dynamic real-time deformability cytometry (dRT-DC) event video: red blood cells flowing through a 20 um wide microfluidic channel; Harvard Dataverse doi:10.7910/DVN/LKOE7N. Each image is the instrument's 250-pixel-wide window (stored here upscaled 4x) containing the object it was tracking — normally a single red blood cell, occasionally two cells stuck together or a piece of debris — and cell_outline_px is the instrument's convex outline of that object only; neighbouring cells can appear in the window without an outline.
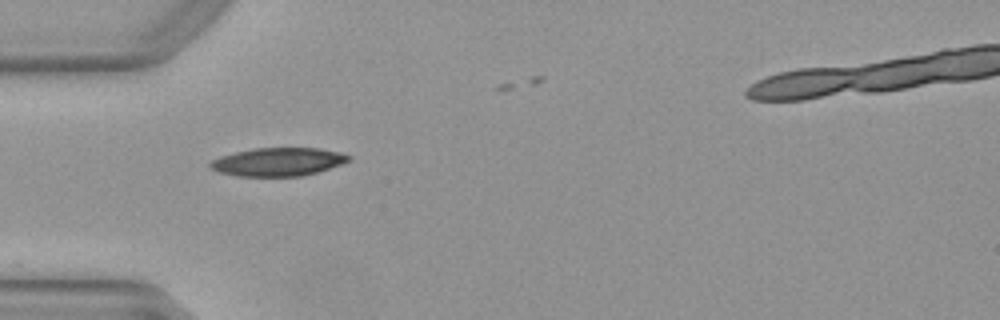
{"species": "Egyptian fruit bat (a non-hibernating species)", "species_latin": "Rousettus aegyptiacus", "temperature_condition": "warm", "stored_images_in_passage": 26, "camera_frame_rate_fps": 3000, "um_per_image_px": 0.085, "animal": {"sex": "female"}, "frame": {"image": 1, "passage_image": 1, "time_ms": 0.0, "image_size_px": [1000, 320], "cell_outline_px": [[352, 160], [304, 176], [236, 176], [216, 172], [208, 168], [208, 164], [212, 160], [220, 156], [252, 148], [320, 148], [340, 152], [352, 156]], "centroid_in_image_um": [23.6, 13.76], "position_along_channel_um": 61.4, "area_um2": 23.0}}
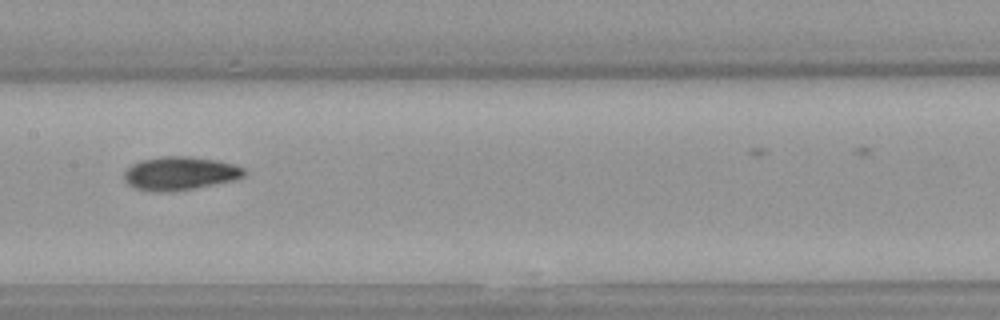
{"frame": {"image": 2, "passage_image": 11, "time_ms": 3.333, "image_size_px": [1000, 320], "cell_outline_px": [[248, 172], [244, 176], [236, 180], [196, 188], [172, 192], [152, 192], [136, 188], [128, 184], [124, 180], [124, 172], [132, 164], [140, 160], [160, 156], [188, 156], [216, 160], [232, 164], [244, 168]], "centroid_in_image_um": [15.3, 14.74], "position_along_channel_um": 192.1, "area_um2": 23.7}}
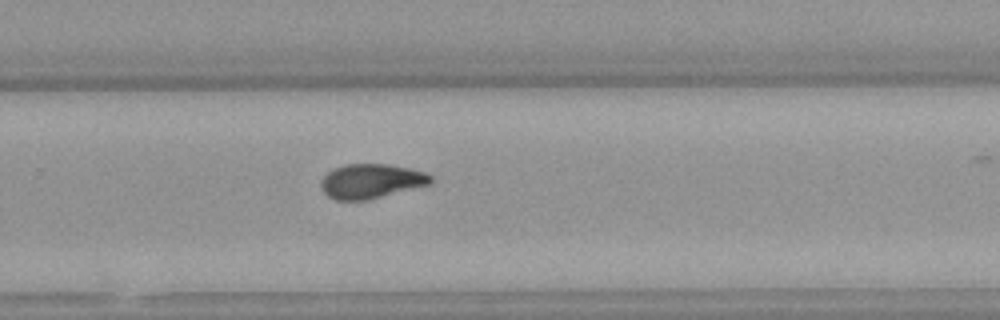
{"frame": {"image": 3, "passage_image": 19, "time_ms": 6.0, "image_size_px": [1000, 320], "cell_outline_px": [[432, 184], [368, 200], [336, 200], [328, 196], [320, 188], [320, 180], [328, 172], [344, 164], [388, 164], [412, 168], [424, 172], [432, 176]], "centroid_in_image_um": [31.56, 15.4], "position_along_channel_um": 298.2, "area_um2": 22.25}}